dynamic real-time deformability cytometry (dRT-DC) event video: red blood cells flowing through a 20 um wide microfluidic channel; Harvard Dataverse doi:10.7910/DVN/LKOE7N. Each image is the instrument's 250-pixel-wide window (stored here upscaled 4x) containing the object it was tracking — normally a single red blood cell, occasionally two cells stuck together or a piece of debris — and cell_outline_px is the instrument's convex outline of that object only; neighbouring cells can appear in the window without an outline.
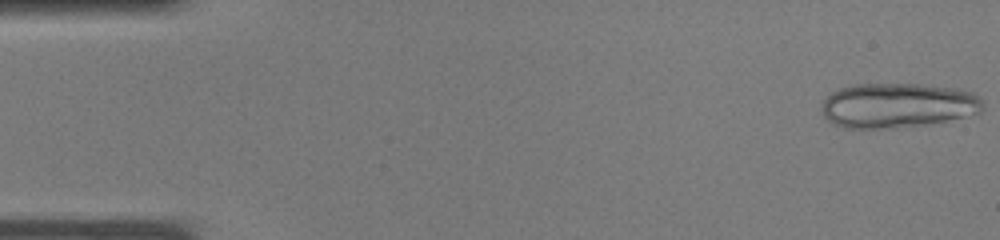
{"species": "common noctule bat (a hibernating species)", "species_latin": "Nyctalus noctula", "temperature_condition": "warm", "stored_images_in_passage": 8, "camera_frame_rate_fps": 3000, "um_per_image_px": 0.085, "animal": {"sex": "male", "body_mass_g": 19.0, "forearm_length_mm": 50.8}, "frame": {"image": 1, "passage_image": 1, "time_ms": 0.0, "image_size_px": [1000, 240], "cell_outline_px": [[984, 108], [980, 112], [968, 116], [948, 120], [924, 124], [880, 128], [844, 128], [832, 124], [824, 116], [824, 100], [832, 92], [840, 88], [856, 84], [920, 84], [956, 88], [972, 92], [980, 96], [984, 100]], "centroid_in_image_um": [76.35, 8.95], "position_along_channel_um": 8.7, "area_um2": 41.91}}